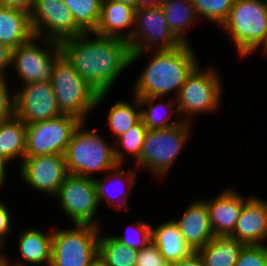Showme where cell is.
<instances>
[{"instance_id":"cell-1","label":"cell","mask_w":267,"mask_h":266,"mask_svg":"<svg viewBox=\"0 0 267 266\" xmlns=\"http://www.w3.org/2000/svg\"><path fill=\"white\" fill-rule=\"evenodd\" d=\"M60 46L63 56L97 93H110L121 73L130 67L129 44L119 38L87 32L62 41Z\"/></svg>"},{"instance_id":"cell-2","label":"cell","mask_w":267,"mask_h":266,"mask_svg":"<svg viewBox=\"0 0 267 266\" xmlns=\"http://www.w3.org/2000/svg\"><path fill=\"white\" fill-rule=\"evenodd\" d=\"M145 56H150L149 61L131 87V95L136 97L176 98L187 77L201 63L192 44L183 43L170 50L131 52L130 66Z\"/></svg>"},{"instance_id":"cell-3","label":"cell","mask_w":267,"mask_h":266,"mask_svg":"<svg viewBox=\"0 0 267 266\" xmlns=\"http://www.w3.org/2000/svg\"><path fill=\"white\" fill-rule=\"evenodd\" d=\"M86 124L81 122L73 131L64 156L69 174L93 179L96 173L105 174L118 163L114 143L108 142L105 136L94 128L89 129Z\"/></svg>"},{"instance_id":"cell-4","label":"cell","mask_w":267,"mask_h":266,"mask_svg":"<svg viewBox=\"0 0 267 266\" xmlns=\"http://www.w3.org/2000/svg\"><path fill=\"white\" fill-rule=\"evenodd\" d=\"M50 83L60 112L81 122H86L88 113L105 103L109 96V93H97L64 56L56 62Z\"/></svg>"},{"instance_id":"cell-5","label":"cell","mask_w":267,"mask_h":266,"mask_svg":"<svg viewBox=\"0 0 267 266\" xmlns=\"http://www.w3.org/2000/svg\"><path fill=\"white\" fill-rule=\"evenodd\" d=\"M201 63L187 77L176 104L184 122L192 123L197 115L212 114L223 107V82L218 69ZM196 116V117H195Z\"/></svg>"},{"instance_id":"cell-6","label":"cell","mask_w":267,"mask_h":266,"mask_svg":"<svg viewBox=\"0 0 267 266\" xmlns=\"http://www.w3.org/2000/svg\"><path fill=\"white\" fill-rule=\"evenodd\" d=\"M191 125L193 123L183 122L171 128L147 130L140 158L134 167L139 172V169H146L152 178H166L192 136Z\"/></svg>"},{"instance_id":"cell-7","label":"cell","mask_w":267,"mask_h":266,"mask_svg":"<svg viewBox=\"0 0 267 266\" xmlns=\"http://www.w3.org/2000/svg\"><path fill=\"white\" fill-rule=\"evenodd\" d=\"M221 28L235 46L239 58L250 57L267 32V7L261 0H234Z\"/></svg>"},{"instance_id":"cell-8","label":"cell","mask_w":267,"mask_h":266,"mask_svg":"<svg viewBox=\"0 0 267 266\" xmlns=\"http://www.w3.org/2000/svg\"><path fill=\"white\" fill-rule=\"evenodd\" d=\"M101 227L53 228L50 266H92L98 259Z\"/></svg>"},{"instance_id":"cell-9","label":"cell","mask_w":267,"mask_h":266,"mask_svg":"<svg viewBox=\"0 0 267 266\" xmlns=\"http://www.w3.org/2000/svg\"><path fill=\"white\" fill-rule=\"evenodd\" d=\"M62 56L59 42L34 36L27 43L13 49L11 67L15 70L21 85L50 82L53 68Z\"/></svg>"},{"instance_id":"cell-10","label":"cell","mask_w":267,"mask_h":266,"mask_svg":"<svg viewBox=\"0 0 267 266\" xmlns=\"http://www.w3.org/2000/svg\"><path fill=\"white\" fill-rule=\"evenodd\" d=\"M54 198L58 200V206L66 218L73 222L72 225H93L104 228L96 216L99 215L100 204L92 178L69 174Z\"/></svg>"},{"instance_id":"cell-11","label":"cell","mask_w":267,"mask_h":266,"mask_svg":"<svg viewBox=\"0 0 267 266\" xmlns=\"http://www.w3.org/2000/svg\"><path fill=\"white\" fill-rule=\"evenodd\" d=\"M131 52L170 50L183 43L167 26L160 5L135 10L134 29L128 41Z\"/></svg>"},{"instance_id":"cell-12","label":"cell","mask_w":267,"mask_h":266,"mask_svg":"<svg viewBox=\"0 0 267 266\" xmlns=\"http://www.w3.org/2000/svg\"><path fill=\"white\" fill-rule=\"evenodd\" d=\"M80 123L76 117L62 114L53 119L28 124L25 157L65 154L71 135Z\"/></svg>"},{"instance_id":"cell-13","label":"cell","mask_w":267,"mask_h":266,"mask_svg":"<svg viewBox=\"0 0 267 266\" xmlns=\"http://www.w3.org/2000/svg\"><path fill=\"white\" fill-rule=\"evenodd\" d=\"M30 23L35 37L59 43L84 33L62 0H35Z\"/></svg>"},{"instance_id":"cell-14","label":"cell","mask_w":267,"mask_h":266,"mask_svg":"<svg viewBox=\"0 0 267 266\" xmlns=\"http://www.w3.org/2000/svg\"><path fill=\"white\" fill-rule=\"evenodd\" d=\"M18 175L27 187L55 197L69 175L64 154L25 157L19 164Z\"/></svg>"},{"instance_id":"cell-15","label":"cell","mask_w":267,"mask_h":266,"mask_svg":"<svg viewBox=\"0 0 267 266\" xmlns=\"http://www.w3.org/2000/svg\"><path fill=\"white\" fill-rule=\"evenodd\" d=\"M14 100L15 115L26 125L62 115L50 82L22 84L14 91Z\"/></svg>"},{"instance_id":"cell-16","label":"cell","mask_w":267,"mask_h":266,"mask_svg":"<svg viewBox=\"0 0 267 266\" xmlns=\"http://www.w3.org/2000/svg\"><path fill=\"white\" fill-rule=\"evenodd\" d=\"M232 187L215 197L201 199L206 203L210 224L215 236H230L236 226L243 204L251 197L243 196Z\"/></svg>"},{"instance_id":"cell-17","label":"cell","mask_w":267,"mask_h":266,"mask_svg":"<svg viewBox=\"0 0 267 266\" xmlns=\"http://www.w3.org/2000/svg\"><path fill=\"white\" fill-rule=\"evenodd\" d=\"M230 237L244 245H267V200L252 194L243 204Z\"/></svg>"},{"instance_id":"cell-18","label":"cell","mask_w":267,"mask_h":266,"mask_svg":"<svg viewBox=\"0 0 267 266\" xmlns=\"http://www.w3.org/2000/svg\"><path fill=\"white\" fill-rule=\"evenodd\" d=\"M133 168L134 169L132 170H125L123 164H118L115 168L111 169L109 172L102 174V176L100 175V178L99 177L93 178L100 206H102L101 203L105 202V204L108 205V208L115 209L118 212L120 210L121 211L123 210L125 212L131 210V207H129L130 203H128L129 197L132 196L133 194V190L136 187L137 183L136 178H138L137 175L138 170L134 166ZM109 181L111 182L109 183ZM112 182H116L119 185L121 184V187H123L124 185L123 190L125 191L121 190L122 193L121 194L118 193V196L117 194L112 195L113 189H110ZM109 184L111 185L109 186ZM118 190L120 191V189Z\"/></svg>"},{"instance_id":"cell-19","label":"cell","mask_w":267,"mask_h":266,"mask_svg":"<svg viewBox=\"0 0 267 266\" xmlns=\"http://www.w3.org/2000/svg\"><path fill=\"white\" fill-rule=\"evenodd\" d=\"M172 219L178 225L183 239L194 252L205 246L215 236L206 203L202 199H193L178 220Z\"/></svg>"},{"instance_id":"cell-20","label":"cell","mask_w":267,"mask_h":266,"mask_svg":"<svg viewBox=\"0 0 267 266\" xmlns=\"http://www.w3.org/2000/svg\"><path fill=\"white\" fill-rule=\"evenodd\" d=\"M52 233L42 228L28 227L18 233V249L20 260H9L10 266H50L52 253ZM22 259V260H21ZM14 261V262H13Z\"/></svg>"},{"instance_id":"cell-21","label":"cell","mask_w":267,"mask_h":266,"mask_svg":"<svg viewBox=\"0 0 267 266\" xmlns=\"http://www.w3.org/2000/svg\"><path fill=\"white\" fill-rule=\"evenodd\" d=\"M134 19L135 9L131 6L116 0H103L99 24L94 33L128 42L134 29Z\"/></svg>"},{"instance_id":"cell-22","label":"cell","mask_w":267,"mask_h":266,"mask_svg":"<svg viewBox=\"0 0 267 266\" xmlns=\"http://www.w3.org/2000/svg\"><path fill=\"white\" fill-rule=\"evenodd\" d=\"M33 37L29 12L0 6V43L16 49Z\"/></svg>"},{"instance_id":"cell-23","label":"cell","mask_w":267,"mask_h":266,"mask_svg":"<svg viewBox=\"0 0 267 266\" xmlns=\"http://www.w3.org/2000/svg\"><path fill=\"white\" fill-rule=\"evenodd\" d=\"M152 242L169 264L185 259L194 252L173 219L152 226Z\"/></svg>"},{"instance_id":"cell-24","label":"cell","mask_w":267,"mask_h":266,"mask_svg":"<svg viewBox=\"0 0 267 266\" xmlns=\"http://www.w3.org/2000/svg\"><path fill=\"white\" fill-rule=\"evenodd\" d=\"M167 98L165 102L162 97H138L141 106V119L147 130L171 128L184 122L179 114L176 98ZM164 111L167 113L165 114ZM174 114L176 115L173 120L171 116Z\"/></svg>"},{"instance_id":"cell-25","label":"cell","mask_w":267,"mask_h":266,"mask_svg":"<svg viewBox=\"0 0 267 266\" xmlns=\"http://www.w3.org/2000/svg\"><path fill=\"white\" fill-rule=\"evenodd\" d=\"M160 6L164 11L167 26L174 35L186 44H192L189 40L188 30L200 21L191 0H162Z\"/></svg>"},{"instance_id":"cell-26","label":"cell","mask_w":267,"mask_h":266,"mask_svg":"<svg viewBox=\"0 0 267 266\" xmlns=\"http://www.w3.org/2000/svg\"><path fill=\"white\" fill-rule=\"evenodd\" d=\"M26 130L27 125L16 115L0 121V155L11 163L25 158Z\"/></svg>"},{"instance_id":"cell-27","label":"cell","mask_w":267,"mask_h":266,"mask_svg":"<svg viewBox=\"0 0 267 266\" xmlns=\"http://www.w3.org/2000/svg\"><path fill=\"white\" fill-rule=\"evenodd\" d=\"M244 244L230 236H214L197 252L204 266H235Z\"/></svg>"},{"instance_id":"cell-28","label":"cell","mask_w":267,"mask_h":266,"mask_svg":"<svg viewBox=\"0 0 267 266\" xmlns=\"http://www.w3.org/2000/svg\"><path fill=\"white\" fill-rule=\"evenodd\" d=\"M131 98V102L124 99L115 101L108 111L107 125L113 134L112 142L141 119L139 99L134 95Z\"/></svg>"},{"instance_id":"cell-29","label":"cell","mask_w":267,"mask_h":266,"mask_svg":"<svg viewBox=\"0 0 267 266\" xmlns=\"http://www.w3.org/2000/svg\"><path fill=\"white\" fill-rule=\"evenodd\" d=\"M99 235V253L98 258L106 266H136L138 251L132 249L116 240L112 235Z\"/></svg>"},{"instance_id":"cell-30","label":"cell","mask_w":267,"mask_h":266,"mask_svg":"<svg viewBox=\"0 0 267 266\" xmlns=\"http://www.w3.org/2000/svg\"><path fill=\"white\" fill-rule=\"evenodd\" d=\"M146 132L147 127L144 125L143 120L140 119L113 142L114 155L118 164L124 165L126 157L130 159L128 156L133 158L134 163L140 158Z\"/></svg>"},{"instance_id":"cell-31","label":"cell","mask_w":267,"mask_h":266,"mask_svg":"<svg viewBox=\"0 0 267 266\" xmlns=\"http://www.w3.org/2000/svg\"><path fill=\"white\" fill-rule=\"evenodd\" d=\"M72 12L76 25L84 32H95L103 0H62Z\"/></svg>"},{"instance_id":"cell-32","label":"cell","mask_w":267,"mask_h":266,"mask_svg":"<svg viewBox=\"0 0 267 266\" xmlns=\"http://www.w3.org/2000/svg\"><path fill=\"white\" fill-rule=\"evenodd\" d=\"M199 20H207L218 27L227 20L234 0H191Z\"/></svg>"},{"instance_id":"cell-33","label":"cell","mask_w":267,"mask_h":266,"mask_svg":"<svg viewBox=\"0 0 267 266\" xmlns=\"http://www.w3.org/2000/svg\"><path fill=\"white\" fill-rule=\"evenodd\" d=\"M136 222L137 223H135L136 225L134 227L132 224H130L131 226H128V228L132 227L133 229H126L129 232H124V235L112 234V236L125 246L138 251L152 241L153 225L146 222L143 218L137 219ZM130 232H133L134 235L132 233L130 234Z\"/></svg>"},{"instance_id":"cell-34","label":"cell","mask_w":267,"mask_h":266,"mask_svg":"<svg viewBox=\"0 0 267 266\" xmlns=\"http://www.w3.org/2000/svg\"><path fill=\"white\" fill-rule=\"evenodd\" d=\"M266 245H244L235 266H265Z\"/></svg>"},{"instance_id":"cell-35","label":"cell","mask_w":267,"mask_h":266,"mask_svg":"<svg viewBox=\"0 0 267 266\" xmlns=\"http://www.w3.org/2000/svg\"><path fill=\"white\" fill-rule=\"evenodd\" d=\"M9 85V79L0 76V121L15 115L14 92H11Z\"/></svg>"},{"instance_id":"cell-36","label":"cell","mask_w":267,"mask_h":266,"mask_svg":"<svg viewBox=\"0 0 267 266\" xmlns=\"http://www.w3.org/2000/svg\"><path fill=\"white\" fill-rule=\"evenodd\" d=\"M136 266H170V264L151 241L144 248L138 250Z\"/></svg>"},{"instance_id":"cell-37","label":"cell","mask_w":267,"mask_h":266,"mask_svg":"<svg viewBox=\"0 0 267 266\" xmlns=\"http://www.w3.org/2000/svg\"><path fill=\"white\" fill-rule=\"evenodd\" d=\"M12 217L9 206L6 205L5 201L0 199V243L4 246L9 241L7 236H11V230L14 228Z\"/></svg>"},{"instance_id":"cell-38","label":"cell","mask_w":267,"mask_h":266,"mask_svg":"<svg viewBox=\"0 0 267 266\" xmlns=\"http://www.w3.org/2000/svg\"><path fill=\"white\" fill-rule=\"evenodd\" d=\"M12 51L9 46L0 43V76L8 77L7 69L12 66Z\"/></svg>"},{"instance_id":"cell-39","label":"cell","mask_w":267,"mask_h":266,"mask_svg":"<svg viewBox=\"0 0 267 266\" xmlns=\"http://www.w3.org/2000/svg\"><path fill=\"white\" fill-rule=\"evenodd\" d=\"M35 5V0H0V6L8 8L22 9L31 12Z\"/></svg>"},{"instance_id":"cell-40","label":"cell","mask_w":267,"mask_h":266,"mask_svg":"<svg viewBox=\"0 0 267 266\" xmlns=\"http://www.w3.org/2000/svg\"><path fill=\"white\" fill-rule=\"evenodd\" d=\"M170 266H204V263L198 252H193L187 258L174 262Z\"/></svg>"},{"instance_id":"cell-41","label":"cell","mask_w":267,"mask_h":266,"mask_svg":"<svg viewBox=\"0 0 267 266\" xmlns=\"http://www.w3.org/2000/svg\"><path fill=\"white\" fill-rule=\"evenodd\" d=\"M9 163L10 162L8 160L0 155V191L3 189L2 187H4V184L7 180L6 175L8 170H6V167L9 165Z\"/></svg>"},{"instance_id":"cell-42","label":"cell","mask_w":267,"mask_h":266,"mask_svg":"<svg viewBox=\"0 0 267 266\" xmlns=\"http://www.w3.org/2000/svg\"><path fill=\"white\" fill-rule=\"evenodd\" d=\"M162 0H138V8L152 7L160 5Z\"/></svg>"},{"instance_id":"cell-43","label":"cell","mask_w":267,"mask_h":266,"mask_svg":"<svg viewBox=\"0 0 267 266\" xmlns=\"http://www.w3.org/2000/svg\"><path fill=\"white\" fill-rule=\"evenodd\" d=\"M260 49V51H262L261 54H263L262 56L266 57L267 56V32L265 34L264 40L259 44V46L251 53H256V51L258 52V50Z\"/></svg>"},{"instance_id":"cell-44","label":"cell","mask_w":267,"mask_h":266,"mask_svg":"<svg viewBox=\"0 0 267 266\" xmlns=\"http://www.w3.org/2000/svg\"><path fill=\"white\" fill-rule=\"evenodd\" d=\"M122 2L123 4H127L134 8L135 10L138 9V0H116Z\"/></svg>"},{"instance_id":"cell-45","label":"cell","mask_w":267,"mask_h":266,"mask_svg":"<svg viewBox=\"0 0 267 266\" xmlns=\"http://www.w3.org/2000/svg\"><path fill=\"white\" fill-rule=\"evenodd\" d=\"M9 253H5L1 258H0V266H10V256H8Z\"/></svg>"},{"instance_id":"cell-46","label":"cell","mask_w":267,"mask_h":266,"mask_svg":"<svg viewBox=\"0 0 267 266\" xmlns=\"http://www.w3.org/2000/svg\"><path fill=\"white\" fill-rule=\"evenodd\" d=\"M92 266H106V265L98 258Z\"/></svg>"},{"instance_id":"cell-47","label":"cell","mask_w":267,"mask_h":266,"mask_svg":"<svg viewBox=\"0 0 267 266\" xmlns=\"http://www.w3.org/2000/svg\"><path fill=\"white\" fill-rule=\"evenodd\" d=\"M5 246L2 244V243H0V258L5 254V253H7V252H5L3 249H5L4 248Z\"/></svg>"},{"instance_id":"cell-48","label":"cell","mask_w":267,"mask_h":266,"mask_svg":"<svg viewBox=\"0 0 267 266\" xmlns=\"http://www.w3.org/2000/svg\"><path fill=\"white\" fill-rule=\"evenodd\" d=\"M261 2L267 7V0H261Z\"/></svg>"},{"instance_id":"cell-49","label":"cell","mask_w":267,"mask_h":266,"mask_svg":"<svg viewBox=\"0 0 267 266\" xmlns=\"http://www.w3.org/2000/svg\"><path fill=\"white\" fill-rule=\"evenodd\" d=\"M265 266H267V245H266V262H265Z\"/></svg>"}]
</instances>
